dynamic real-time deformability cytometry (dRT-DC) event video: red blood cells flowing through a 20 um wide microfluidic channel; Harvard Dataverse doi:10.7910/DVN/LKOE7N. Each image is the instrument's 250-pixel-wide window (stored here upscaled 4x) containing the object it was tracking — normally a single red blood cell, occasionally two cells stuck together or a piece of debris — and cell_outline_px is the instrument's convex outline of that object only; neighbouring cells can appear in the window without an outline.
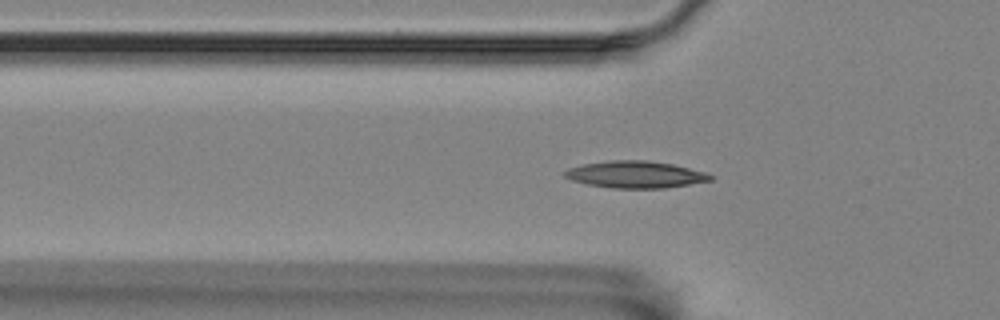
{"species": "Egyptian fruit bat (a non-hibernating species)", "species_latin": "Rousettus aegyptiacus", "temperature_condition": "room temperature", "stored_images_in_passage": 49, "camera_frame_rate_fps": 3000, "um_per_image_px": 0.085, "animal": {"sex": "female"}, "frame": {"image": 1, "passage_image": 10, "time_ms": 3.0, "image_size_px": [1000, 320], "cell_outline_px": [[712, 180], [664, 188], [612, 188], [588, 184], [572, 180], [564, 176], [564, 172], [568, 168], [584, 164], [612, 160], [648, 160], [672, 164], [704, 172], [712, 176]], "centroid_in_image_um": [53.98, 14.83], "position_along_channel_um": 71.8, "area_um2": 22.54}}
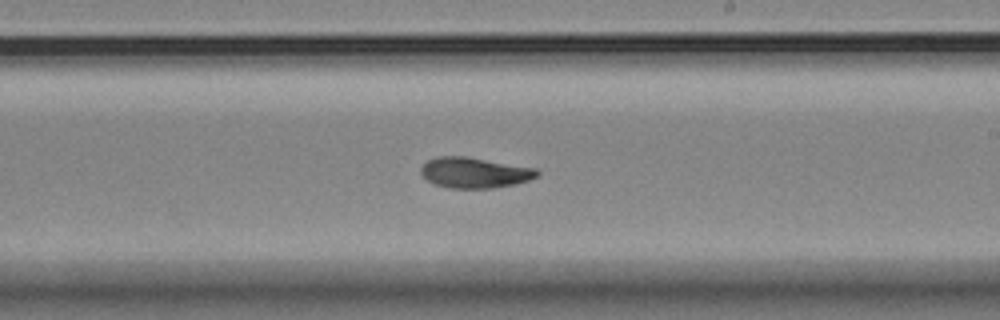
{"frame": {"image": 2, "passage_image": 25, "time_ms": 8.0, "image_size_px": [1000, 320], "cell_outline_px": [[540, 176], [516, 184], [492, 188], [448, 188], [432, 184], [420, 172], [420, 168], [428, 160], [436, 156], [464, 156], [536, 168], [540, 172]], "centroid_in_image_um": [40.34, 14.68], "position_along_channel_um": 248.7, "area_um2": 20.81}}
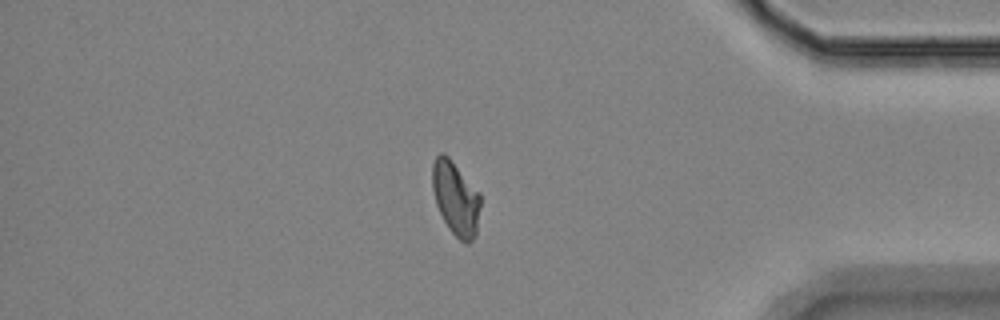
{"frame": {"image": 3, "passage_image": 40, "time_ms": 13.0, "image_size_px": [1000, 320], "cell_outline_px": [[480, 204], [476, 232], [472, 240], [468, 244], [460, 240], [448, 228], [436, 204], [432, 188], [432, 164], [436, 156], [440, 152], [444, 152], [448, 156], [480, 192]], "centroid_in_image_um": [38.72, 16.82], "position_along_channel_um": 396.5, "area_um2": 20.63}, "authors_computed_cell_mechanics": {"area_um2": 20.7502, "velocity_mm_per_s": 3.518, "shape_relaxation_time_tau1_ms": 4.2024, "shape_relaxation_time_tau2_ms": 2.3976, "deformation_change_tau1": 0.1628, "deformation_change_tau2": 0.0752}}